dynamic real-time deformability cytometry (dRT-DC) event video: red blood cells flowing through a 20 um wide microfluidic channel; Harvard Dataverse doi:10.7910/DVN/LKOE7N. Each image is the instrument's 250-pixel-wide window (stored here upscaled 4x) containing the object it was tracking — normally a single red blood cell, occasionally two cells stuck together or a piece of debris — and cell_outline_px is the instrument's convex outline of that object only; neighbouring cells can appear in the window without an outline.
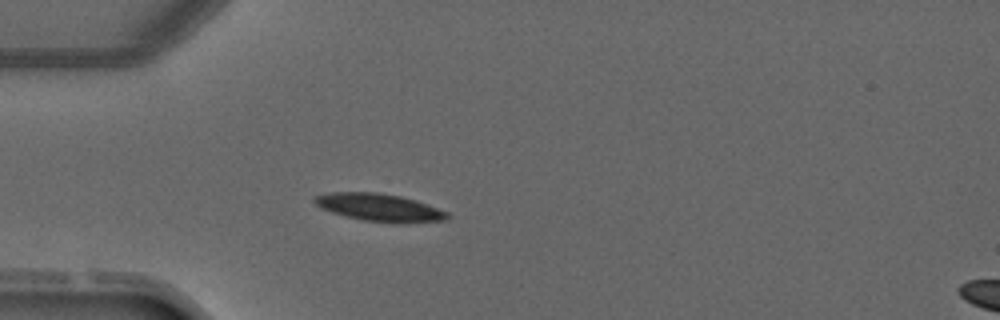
{"species": "common noctule bat (a hibernating species)", "species_latin": "Nyctalus noctula", "temperature_condition": "warm", "stored_images_in_passage": 3, "camera_frame_rate_fps": 3000, "um_per_image_px": 0.085, "animal": {"sex": "male", "forearm_length_mm": 52.5}, "frame": {"image": 1, "passage_image": 3, "time_ms": 3.333, "image_size_px": [1000, 320], "cell_outline_px": [[452, 216], [448, 220], [400, 224], [396, 224], [364, 220], [332, 212], [320, 208], [312, 200], [312, 196], [332, 192], [380, 192], [400, 196], [416, 200], [448, 212]], "centroid_in_image_um": [32.29, 17.64], "position_along_channel_um": 52.7, "area_um2": 21.68}}